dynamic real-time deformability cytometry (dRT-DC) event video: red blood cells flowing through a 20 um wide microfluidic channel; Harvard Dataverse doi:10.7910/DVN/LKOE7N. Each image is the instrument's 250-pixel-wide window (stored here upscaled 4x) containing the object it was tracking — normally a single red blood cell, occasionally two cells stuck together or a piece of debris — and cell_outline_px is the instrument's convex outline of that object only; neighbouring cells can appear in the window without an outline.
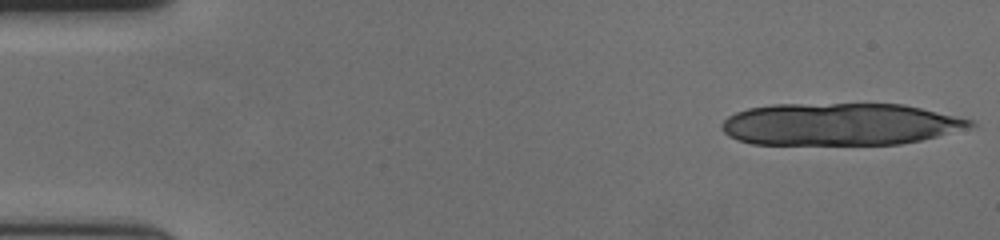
{"species": "human", "species_latin": "Homo sapiens", "temperature_condition": "cold", "stored_images_in_passage": 22, "camera_frame_rate_fps": 3000, "um_per_image_px": 0.085, "donor": {"sex": "female"}, "frame": {"image": 1, "passage_image": 1, "time_ms": 0.0, "image_size_px": [1000, 240], "cell_outline_px": [[976, 124], [968, 128], [920, 140], [900, 144], [752, 144], [736, 140], [728, 136], [720, 128], [720, 124], [728, 116], [736, 112], [748, 108], [772, 104], [904, 104], [976, 120]], "centroid_in_image_um": [71.37, 10.55], "position_along_channel_um": 13.6, "area_um2": 61.38}}
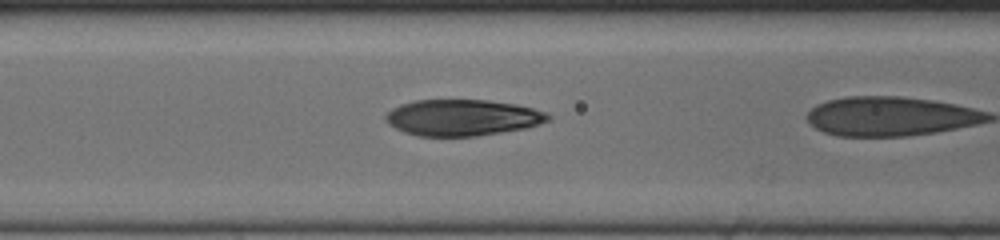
{"frame": {"image": 2, "passage_image": 20, "time_ms": 6.333, "image_size_px": [1000, 240], "cell_outline_px": [[552, 116], [548, 120], [540, 124], [528, 128], [476, 136], [416, 136], [404, 132], [388, 124], [384, 120], [384, 116], [392, 108], [400, 104], [416, 100], [488, 100], [516, 104], [548, 112]], "centroid_in_image_um": [39.31, 10.0], "position_along_channel_um": 127.3, "area_um2": 34.56}}